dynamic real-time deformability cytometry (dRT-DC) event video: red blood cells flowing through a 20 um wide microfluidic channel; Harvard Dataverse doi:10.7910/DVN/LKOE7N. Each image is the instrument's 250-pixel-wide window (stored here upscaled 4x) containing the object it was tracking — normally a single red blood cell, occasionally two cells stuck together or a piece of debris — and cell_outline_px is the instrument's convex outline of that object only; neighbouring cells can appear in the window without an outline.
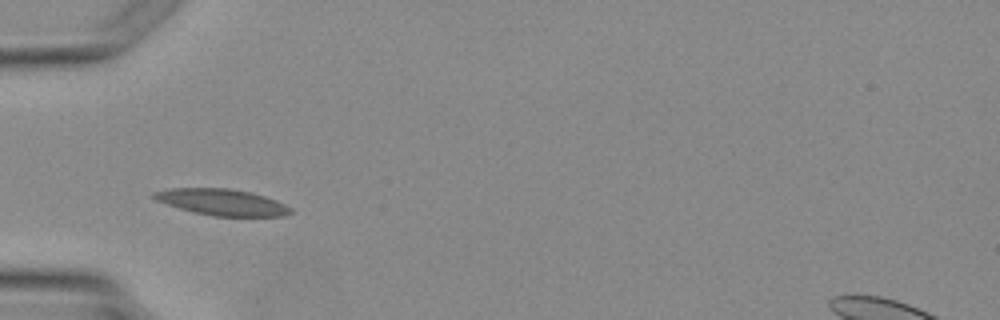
{"species": "Egyptian fruit bat (a non-hibernating species)", "species_latin": "Rousettus aegyptiacus", "temperature_condition": "warm", "stored_images_in_passage": 1, "camera_frame_rate_fps": 3000, "um_per_image_px": 0.085, "animal": {"sex": "female"}, "frame": {"image": 1, "passage_image": 1, "time_ms": 0.0, "image_size_px": [1000, 320], "cell_outline_px": [[292, 212], [284, 216], [212, 216], [192, 212], [156, 200], [152, 196], [152, 192], [172, 188], [228, 188], [252, 192], [276, 200], [292, 208]], "centroid_in_image_um": [18.88, 17.18], "position_along_channel_um": 66.1, "area_um2": 20.92}}